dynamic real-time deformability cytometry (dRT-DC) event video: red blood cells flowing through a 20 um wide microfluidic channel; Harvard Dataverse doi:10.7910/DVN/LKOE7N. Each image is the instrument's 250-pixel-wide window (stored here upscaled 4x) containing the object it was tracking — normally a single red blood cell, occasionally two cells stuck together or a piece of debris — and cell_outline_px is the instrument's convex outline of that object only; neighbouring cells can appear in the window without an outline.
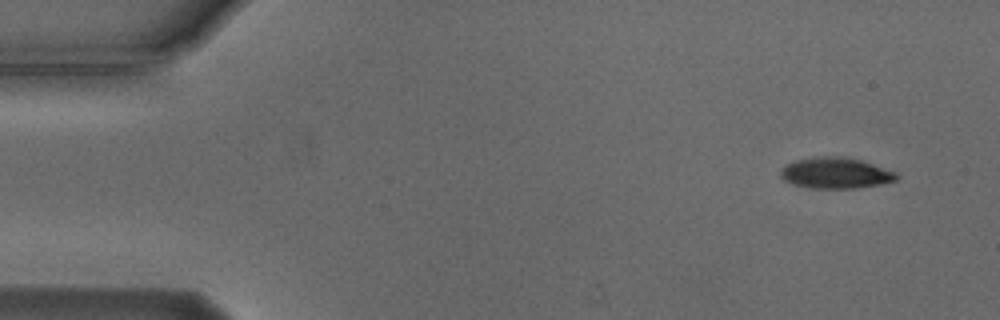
{"species": "Egyptian fruit bat (a non-hibernating species)", "species_latin": "Rousettus aegyptiacus", "temperature_condition": "cold", "stored_images_in_passage": 51, "camera_frame_rate_fps": 3000, "um_per_image_px": 0.085, "animal": {"sex": "male"}, "frame": {"image": 1, "passage_image": 1, "time_ms": 0.0, "image_size_px": [1000, 320], "cell_outline_px": [[900, 176], [896, 180], [880, 184], [856, 188], [812, 188], [792, 184], [784, 180], [780, 176], [780, 172], [788, 164], [796, 160], [816, 156], [840, 156], [864, 160], [896, 172]], "centroid_in_image_um": [71.06, 14.7], "position_along_channel_um": 13.9, "area_um2": 20.98}}
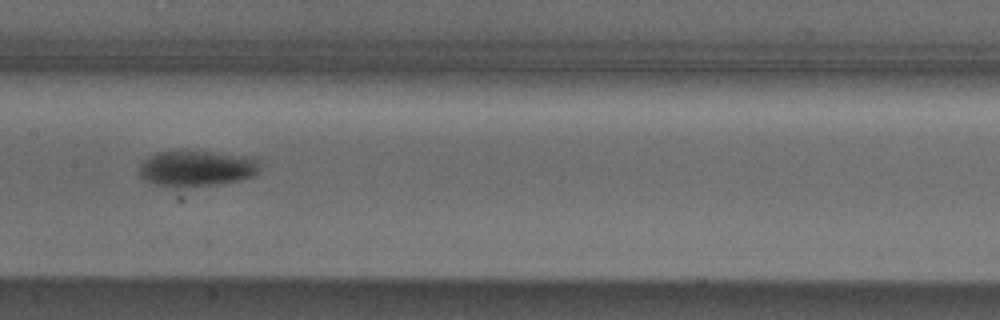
{"frame": {"image": 2, "passage_image": 24, "time_ms": 7.667, "image_size_px": [1000, 320], "cell_outline_px": [[260, 168], [256, 176], [240, 180], [220, 184], [180, 188], [168, 188], [144, 180], [140, 176], [140, 164], [148, 156], [156, 152], [180, 148], [208, 152], [256, 160]], "centroid_in_image_um": [16.6, 14.33], "position_along_channel_um": 190.8, "area_um2": 25.61}}
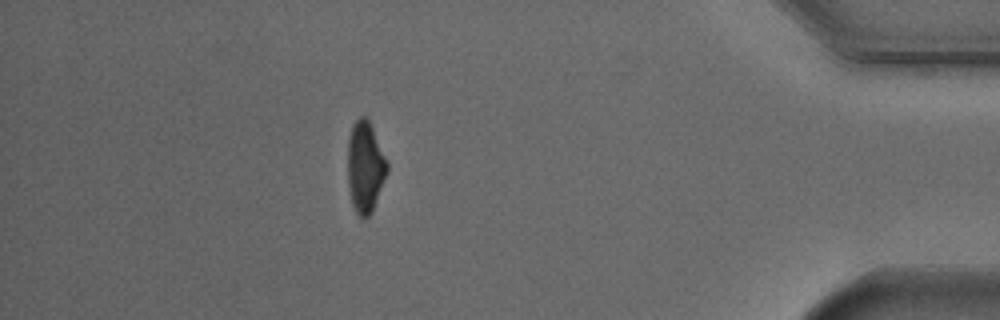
{"frame": {"image": 3, "passage_image": 45, "time_ms": 14.667, "image_size_px": [1000, 320], "cell_outline_px": [[388, 172], [372, 212], [368, 216], [360, 216], [356, 212], [352, 204], [348, 184], [348, 140], [352, 124], [360, 116], [368, 116], [388, 164]], "centroid_in_image_um": [31.04, 14.15], "position_along_channel_um": 404.2, "area_um2": 20.98}, "authors_computed_cell_mechanics": {"area_um2": 22.3686, "velocity_mm_per_s": 3.7566, "shape_relaxation_time_tau1_ms": 2.6623, "shape_relaxation_time_tau2_ms": null, "deformation_change_tau1": 0.1265, "deformation_change_tau2": null}}